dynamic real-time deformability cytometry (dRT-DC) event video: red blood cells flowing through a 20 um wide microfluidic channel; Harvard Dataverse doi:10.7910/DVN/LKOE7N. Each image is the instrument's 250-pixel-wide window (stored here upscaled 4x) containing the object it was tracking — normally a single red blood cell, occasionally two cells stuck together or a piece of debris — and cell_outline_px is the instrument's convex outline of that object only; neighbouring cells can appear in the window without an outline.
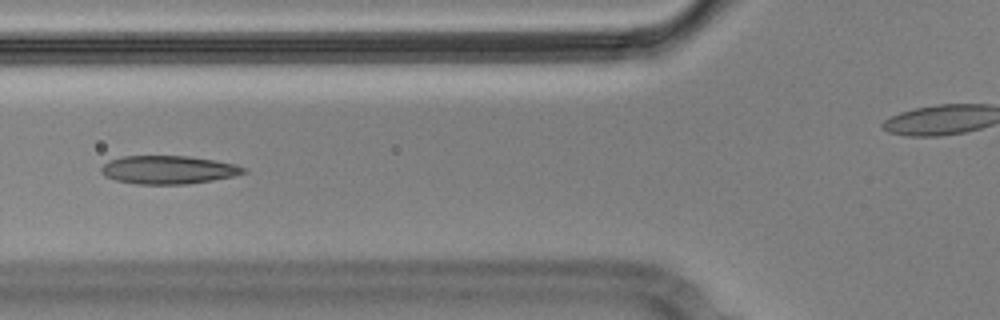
{"species": "Egyptian fruit bat (a non-hibernating species)", "species_latin": "Rousettus aegyptiacus", "temperature_condition": "cold", "stored_images_in_passage": 9, "camera_frame_rate_fps": 3000, "um_per_image_px": 0.085, "animal": {"sex": "male"}, "frame": {"image": 1, "passage_image": 6, "time_ms": 1.667, "image_size_px": [1000, 320], "cell_outline_px": [[248, 172], [232, 176], [212, 180], [188, 184], [136, 184], [116, 180], [104, 176], [100, 172], [100, 168], [108, 160], [124, 156], [188, 156], [236, 164], [248, 168]], "centroid_in_image_um": [14.3, 14.43], "position_along_channel_um": 111.5, "area_um2": 23.52}}
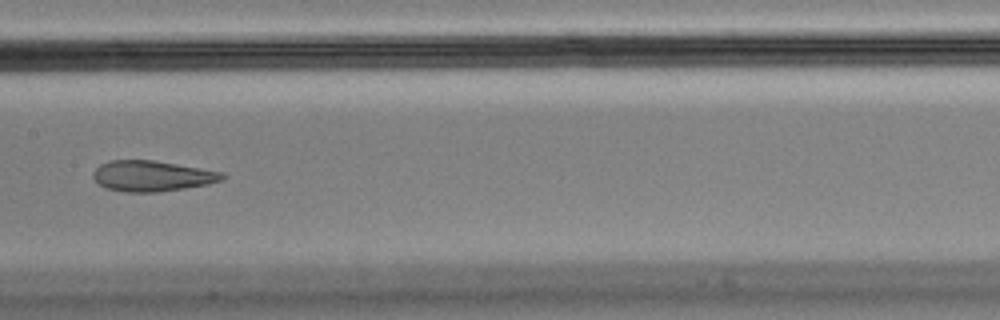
{"frame": {"image": 2, "passage_image": 8, "time_ms": 2.333, "image_size_px": [1000, 320], "cell_outline_px": [[228, 176], [224, 180], [208, 184], [160, 192], [128, 192], [104, 188], [92, 176], [92, 172], [100, 164], [108, 160], [152, 160], [224, 172]], "centroid_in_image_um": [12.94, 14.96], "position_along_channel_um": 194.5, "area_um2": 23.18}}